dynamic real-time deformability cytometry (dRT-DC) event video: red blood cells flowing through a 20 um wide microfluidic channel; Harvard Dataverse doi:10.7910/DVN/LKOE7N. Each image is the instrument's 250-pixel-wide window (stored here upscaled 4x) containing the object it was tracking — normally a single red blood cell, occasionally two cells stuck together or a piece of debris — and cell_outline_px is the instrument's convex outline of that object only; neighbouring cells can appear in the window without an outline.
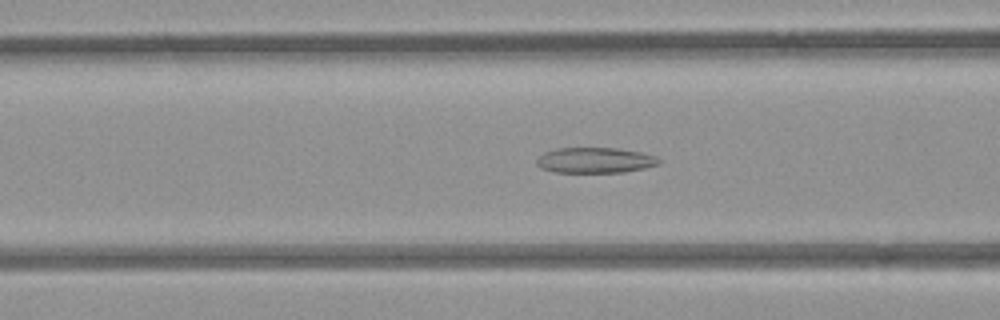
{"species": "common noctule bat (a hibernating species)", "species_latin": "Nyctalus noctula", "temperature_condition": "room temperature", "stored_images_in_passage": 46, "camera_frame_rate_fps": 3000, "um_per_image_px": 0.085, "animal": {"sex": "female", "body_mass_g": 21.9}, "frame": {"image": 1, "passage_image": 13, "time_ms": 4.0, "image_size_px": [1000, 320], "cell_outline_px": [[660, 164], [644, 168], [624, 172], [556, 172], [540, 168], [536, 164], [536, 160], [544, 152], [556, 148], [616, 148], [640, 152], [656, 156], [660, 160]], "centroid_in_image_um": [50.57, 13.62], "position_along_channel_um": 116.0, "area_um2": 18.15}}
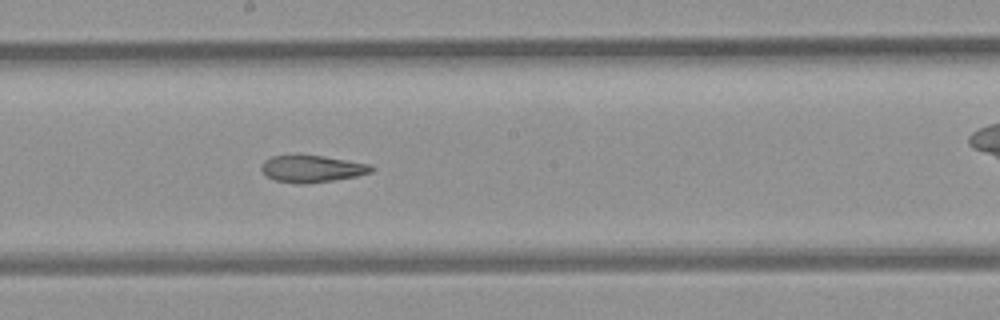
{"frame": {"image": 2, "passage_image": 21, "time_ms": 6.667, "image_size_px": [1000, 320], "cell_outline_px": [[376, 168], [372, 172], [356, 176], [332, 180], [300, 184], [276, 180], [268, 176], [260, 168], [260, 164], [264, 160], [272, 156], [292, 152], [296, 152], [324, 156], [372, 164]], "centroid_in_image_um": [26.5, 14.28], "position_along_channel_um": 221.7, "area_um2": 17.86}}
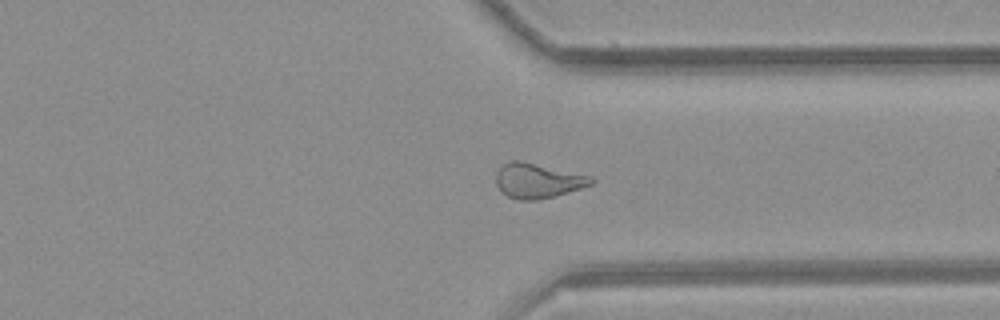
{"frame": {"image": 3, "passage_image": 32, "time_ms": 10.333, "image_size_px": [1000, 320], "cell_outline_px": [[596, 180], [592, 184], [556, 196], [536, 200], [520, 200], [508, 196], [500, 192], [496, 184], [496, 172], [504, 164], [512, 160], [520, 160], [592, 176]], "centroid_in_image_um": [45.7, 15.36], "position_along_channel_um": 365.7, "area_um2": 19.36}, "authors_computed_cell_mechanics": {"area_um2": 19.3919, "velocity_mm_per_s": 3.9545, "shape_relaxation_time_tau1_ms": null, "shape_relaxation_time_tau2_ms": 3.7728, "deformation_change_tau1": null, "deformation_change_tau2": 0.1193}}